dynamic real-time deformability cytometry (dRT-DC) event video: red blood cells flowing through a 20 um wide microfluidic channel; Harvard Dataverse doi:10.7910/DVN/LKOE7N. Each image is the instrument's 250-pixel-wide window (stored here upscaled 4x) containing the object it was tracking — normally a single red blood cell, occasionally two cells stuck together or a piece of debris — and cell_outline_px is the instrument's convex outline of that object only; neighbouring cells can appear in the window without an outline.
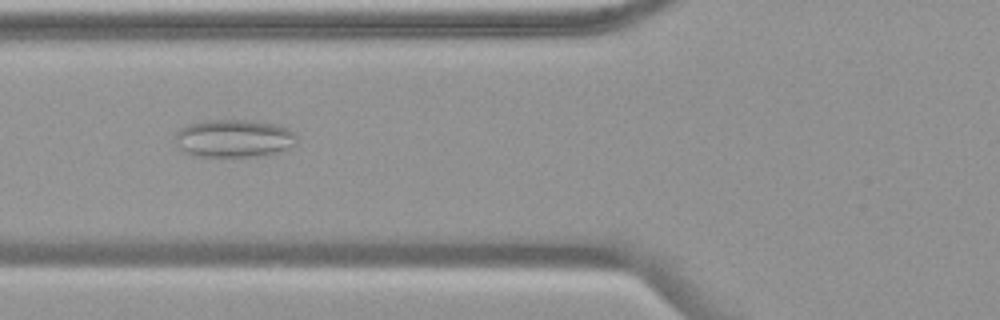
{"species": "common noctule bat (a hibernating species)", "species_latin": "Nyctalus noctula", "temperature_condition": "warm", "stored_images_in_passage": 54, "camera_frame_rate_fps": 3000, "um_per_image_px": 0.085, "animal": {"sex": "female", "body_mass_g": 19.9}, "frame": {"image": 1, "passage_image": 21, "time_ms": 6.667, "image_size_px": [1000, 320], "cell_outline_px": [[296, 144], [280, 152], [264, 156], [192, 156], [184, 152], [176, 144], [176, 132], [180, 128], [188, 124], [208, 120], [248, 120], [276, 124], [288, 128], [296, 136]], "centroid_in_image_um": [19.89, 11.77], "position_along_channel_um": 105.9, "area_um2": 26.93}}
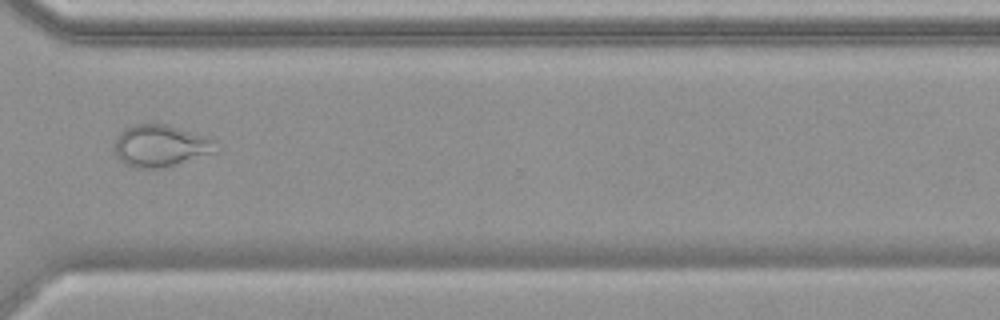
{"frame": {"image": 2, "passage_image": 41, "time_ms": 13.333, "image_size_px": [1000, 320], "cell_outline_px": [[220, 152], [176, 164], [160, 168], [132, 168], [124, 164], [116, 156], [116, 136], [124, 128], [136, 124], [164, 124], [212, 136], [216, 140], [220, 148]], "centroid_in_image_um": [13.75, 12.39], "position_along_channel_um": 356.9, "area_um2": 25.37}}
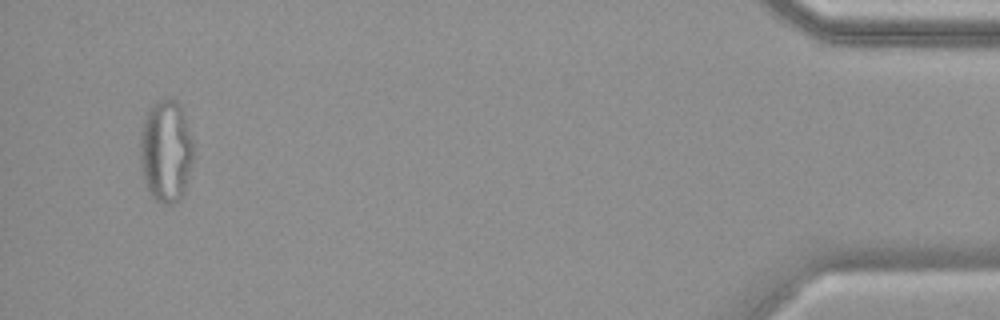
{"frame": {"image": 3, "passage_image": 52, "time_ms": 17.0, "image_size_px": [1000, 320], "cell_outline_px": [[192, 160], [184, 188], [180, 196], [172, 204], [164, 204], [156, 200], [148, 192], [140, 168], [140, 132], [144, 120], [152, 104], [156, 100], [168, 96], [176, 100], [180, 104], [192, 140]], "centroid_in_image_um": [14.06, 12.79], "position_along_channel_um": 421.1, "area_um2": 31.62}, "authors_computed_cell_mechanics": {"area_um2": 29.3046, "velocity_mm_per_s": 3.7658, "shape_relaxation_time_tau1_ms": null, "shape_relaxation_time_tau2_ms": 1.4882, "deformation_change_tau1": null, "deformation_change_tau2": 0.0927}}